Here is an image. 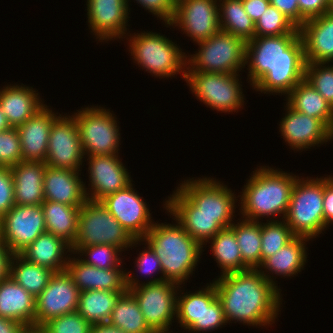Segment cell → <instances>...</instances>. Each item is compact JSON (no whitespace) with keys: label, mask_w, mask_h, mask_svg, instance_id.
<instances>
[{"label":"cell","mask_w":333,"mask_h":333,"mask_svg":"<svg viewBox=\"0 0 333 333\" xmlns=\"http://www.w3.org/2000/svg\"><path fill=\"white\" fill-rule=\"evenodd\" d=\"M210 241L212 255L222 271L220 276L243 271L240 248L230 227L220 230Z\"/></svg>","instance_id":"38"},{"label":"cell","mask_w":333,"mask_h":333,"mask_svg":"<svg viewBox=\"0 0 333 333\" xmlns=\"http://www.w3.org/2000/svg\"><path fill=\"white\" fill-rule=\"evenodd\" d=\"M118 157V154L88 156L90 178L88 185H91V188L88 189L84 183L87 199L101 201L106 196L125 189L132 183L127 168Z\"/></svg>","instance_id":"19"},{"label":"cell","mask_w":333,"mask_h":333,"mask_svg":"<svg viewBox=\"0 0 333 333\" xmlns=\"http://www.w3.org/2000/svg\"><path fill=\"white\" fill-rule=\"evenodd\" d=\"M23 333H44L40 328H26Z\"/></svg>","instance_id":"58"},{"label":"cell","mask_w":333,"mask_h":333,"mask_svg":"<svg viewBox=\"0 0 333 333\" xmlns=\"http://www.w3.org/2000/svg\"><path fill=\"white\" fill-rule=\"evenodd\" d=\"M22 85L10 84L0 89V107L11 127L23 124L45 106L36 90Z\"/></svg>","instance_id":"26"},{"label":"cell","mask_w":333,"mask_h":333,"mask_svg":"<svg viewBox=\"0 0 333 333\" xmlns=\"http://www.w3.org/2000/svg\"><path fill=\"white\" fill-rule=\"evenodd\" d=\"M213 282L227 323L265 327L276 321L282 304L281 289L258 269L227 273Z\"/></svg>","instance_id":"2"},{"label":"cell","mask_w":333,"mask_h":333,"mask_svg":"<svg viewBox=\"0 0 333 333\" xmlns=\"http://www.w3.org/2000/svg\"><path fill=\"white\" fill-rule=\"evenodd\" d=\"M83 158L85 159L75 118L59 114L50 129L45 163L54 168L81 171Z\"/></svg>","instance_id":"16"},{"label":"cell","mask_w":333,"mask_h":333,"mask_svg":"<svg viewBox=\"0 0 333 333\" xmlns=\"http://www.w3.org/2000/svg\"><path fill=\"white\" fill-rule=\"evenodd\" d=\"M73 254H85V258H81L86 264L92 265L96 268L110 269L115 267H122L120 263L121 258L119 252H122L119 248L111 245H94L87 247H71Z\"/></svg>","instance_id":"42"},{"label":"cell","mask_w":333,"mask_h":333,"mask_svg":"<svg viewBox=\"0 0 333 333\" xmlns=\"http://www.w3.org/2000/svg\"><path fill=\"white\" fill-rule=\"evenodd\" d=\"M82 109L72 116L78 125L84 156L119 154L120 127L115 114L98 106Z\"/></svg>","instance_id":"10"},{"label":"cell","mask_w":333,"mask_h":333,"mask_svg":"<svg viewBox=\"0 0 333 333\" xmlns=\"http://www.w3.org/2000/svg\"><path fill=\"white\" fill-rule=\"evenodd\" d=\"M197 44L198 53L187 56L188 71L237 74L246 66V42L233 34L220 30Z\"/></svg>","instance_id":"9"},{"label":"cell","mask_w":333,"mask_h":333,"mask_svg":"<svg viewBox=\"0 0 333 333\" xmlns=\"http://www.w3.org/2000/svg\"><path fill=\"white\" fill-rule=\"evenodd\" d=\"M47 105L16 127L20 136L23 161L45 162L52 123L59 117Z\"/></svg>","instance_id":"23"},{"label":"cell","mask_w":333,"mask_h":333,"mask_svg":"<svg viewBox=\"0 0 333 333\" xmlns=\"http://www.w3.org/2000/svg\"><path fill=\"white\" fill-rule=\"evenodd\" d=\"M239 220L237 224L232 222L230 228L234 231L240 248L243 271L259 269L261 265V221Z\"/></svg>","instance_id":"35"},{"label":"cell","mask_w":333,"mask_h":333,"mask_svg":"<svg viewBox=\"0 0 333 333\" xmlns=\"http://www.w3.org/2000/svg\"><path fill=\"white\" fill-rule=\"evenodd\" d=\"M124 292L86 290L79 294L77 312L91 325L107 323L119 297Z\"/></svg>","instance_id":"33"},{"label":"cell","mask_w":333,"mask_h":333,"mask_svg":"<svg viewBox=\"0 0 333 333\" xmlns=\"http://www.w3.org/2000/svg\"><path fill=\"white\" fill-rule=\"evenodd\" d=\"M127 3L129 0H126ZM141 4L148 12L165 23H170L174 17L176 0H135Z\"/></svg>","instance_id":"49"},{"label":"cell","mask_w":333,"mask_h":333,"mask_svg":"<svg viewBox=\"0 0 333 333\" xmlns=\"http://www.w3.org/2000/svg\"><path fill=\"white\" fill-rule=\"evenodd\" d=\"M263 224V225H262ZM295 235L283 219L261 223V263L289 243Z\"/></svg>","instance_id":"40"},{"label":"cell","mask_w":333,"mask_h":333,"mask_svg":"<svg viewBox=\"0 0 333 333\" xmlns=\"http://www.w3.org/2000/svg\"><path fill=\"white\" fill-rule=\"evenodd\" d=\"M327 2L333 8V0H327Z\"/></svg>","instance_id":"59"},{"label":"cell","mask_w":333,"mask_h":333,"mask_svg":"<svg viewBox=\"0 0 333 333\" xmlns=\"http://www.w3.org/2000/svg\"><path fill=\"white\" fill-rule=\"evenodd\" d=\"M80 291L68 272H55L35 300V328L63 314L76 312Z\"/></svg>","instance_id":"14"},{"label":"cell","mask_w":333,"mask_h":333,"mask_svg":"<svg viewBox=\"0 0 333 333\" xmlns=\"http://www.w3.org/2000/svg\"><path fill=\"white\" fill-rule=\"evenodd\" d=\"M90 333H125L122 329L116 328L109 323L92 325Z\"/></svg>","instance_id":"56"},{"label":"cell","mask_w":333,"mask_h":333,"mask_svg":"<svg viewBox=\"0 0 333 333\" xmlns=\"http://www.w3.org/2000/svg\"><path fill=\"white\" fill-rule=\"evenodd\" d=\"M139 242L141 239H133L101 201L87 199L80 207L78 232L72 247L105 244L124 251Z\"/></svg>","instance_id":"7"},{"label":"cell","mask_w":333,"mask_h":333,"mask_svg":"<svg viewBox=\"0 0 333 333\" xmlns=\"http://www.w3.org/2000/svg\"><path fill=\"white\" fill-rule=\"evenodd\" d=\"M323 209L325 230L333 224V176L324 177Z\"/></svg>","instance_id":"52"},{"label":"cell","mask_w":333,"mask_h":333,"mask_svg":"<svg viewBox=\"0 0 333 333\" xmlns=\"http://www.w3.org/2000/svg\"><path fill=\"white\" fill-rule=\"evenodd\" d=\"M245 62L253 89L287 96L305 79L303 39L300 33L255 36L246 42Z\"/></svg>","instance_id":"1"},{"label":"cell","mask_w":333,"mask_h":333,"mask_svg":"<svg viewBox=\"0 0 333 333\" xmlns=\"http://www.w3.org/2000/svg\"><path fill=\"white\" fill-rule=\"evenodd\" d=\"M126 286L137 300L149 328L154 333H171L169 329L176 317L177 292L182 291L178 289L181 286L171 281L140 283L129 271Z\"/></svg>","instance_id":"8"},{"label":"cell","mask_w":333,"mask_h":333,"mask_svg":"<svg viewBox=\"0 0 333 333\" xmlns=\"http://www.w3.org/2000/svg\"><path fill=\"white\" fill-rule=\"evenodd\" d=\"M270 4L282 12L297 28H300L298 0H270Z\"/></svg>","instance_id":"51"},{"label":"cell","mask_w":333,"mask_h":333,"mask_svg":"<svg viewBox=\"0 0 333 333\" xmlns=\"http://www.w3.org/2000/svg\"><path fill=\"white\" fill-rule=\"evenodd\" d=\"M41 207L44 213L46 232L62 238L72 247L78 232V217L81 206H69L44 200Z\"/></svg>","instance_id":"32"},{"label":"cell","mask_w":333,"mask_h":333,"mask_svg":"<svg viewBox=\"0 0 333 333\" xmlns=\"http://www.w3.org/2000/svg\"><path fill=\"white\" fill-rule=\"evenodd\" d=\"M220 30L233 34L245 42L255 37V22L244 9L242 0H218ZM222 2V3H221Z\"/></svg>","instance_id":"36"},{"label":"cell","mask_w":333,"mask_h":333,"mask_svg":"<svg viewBox=\"0 0 333 333\" xmlns=\"http://www.w3.org/2000/svg\"><path fill=\"white\" fill-rule=\"evenodd\" d=\"M299 30L306 63H333V10L306 20Z\"/></svg>","instance_id":"24"},{"label":"cell","mask_w":333,"mask_h":333,"mask_svg":"<svg viewBox=\"0 0 333 333\" xmlns=\"http://www.w3.org/2000/svg\"><path fill=\"white\" fill-rule=\"evenodd\" d=\"M26 327L15 320L0 317V333H23Z\"/></svg>","instance_id":"54"},{"label":"cell","mask_w":333,"mask_h":333,"mask_svg":"<svg viewBox=\"0 0 333 333\" xmlns=\"http://www.w3.org/2000/svg\"><path fill=\"white\" fill-rule=\"evenodd\" d=\"M310 238L295 236L289 243L283 246L271 257L266 258L259 267V272L277 288L275 281H273V276L268 275L276 274V276H288L291 277L301 272L303 270L305 262L307 260V252L305 243L308 242ZM265 270L263 271L262 269ZM267 269L269 271H267ZM262 270V271H261ZM264 272H268L267 274ZM272 277V278H271Z\"/></svg>","instance_id":"29"},{"label":"cell","mask_w":333,"mask_h":333,"mask_svg":"<svg viewBox=\"0 0 333 333\" xmlns=\"http://www.w3.org/2000/svg\"><path fill=\"white\" fill-rule=\"evenodd\" d=\"M177 295L176 319L185 331L198 333L202 331L203 289L196 292ZM185 294V295H183Z\"/></svg>","instance_id":"39"},{"label":"cell","mask_w":333,"mask_h":333,"mask_svg":"<svg viewBox=\"0 0 333 333\" xmlns=\"http://www.w3.org/2000/svg\"><path fill=\"white\" fill-rule=\"evenodd\" d=\"M125 333H154L147 325L139 304L127 290L118 299L108 322Z\"/></svg>","instance_id":"37"},{"label":"cell","mask_w":333,"mask_h":333,"mask_svg":"<svg viewBox=\"0 0 333 333\" xmlns=\"http://www.w3.org/2000/svg\"><path fill=\"white\" fill-rule=\"evenodd\" d=\"M221 302L217 298V291L214 282L207 284L203 288V314H202V333L211 332L214 329L226 325Z\"/></svg>","instance_id":"43"},{"label":"cell","mask_w":333,"mask_h":333,"mask_svg":"<svg viewBox=\"0 0 333 333\" xmlns=\"http://www.w3.org/2000/svg\"><path fill=\"white\" fill-rule=\"evenodd\" d=\"M286 98L292 109L322 120L332 130L333 107L306 79L299 82Z\"/></svg>","instance_id":"31"},{"label":"cell","mask_w":333,"mask_h":333,"mask_svg":"<svg viewBox=\"0 0 333 333\" xmlns=\"http://www.w3.org/2000/svg\"><path fill=\"white\" fill-rule=\"evenodd\" d=\"M12 254L5 248L0 238V281L9 275V262Z\"/></svg>","instance_id":"55"},{"label":"cell","mask_w":333,"mask_h":333,"mask_svg":"<svg viewBox=\"0 0 333 333\" xmlns=\"http://www.w3.org/2000/svg\"><path fill=\"white\" fill-rule=\"evenodd\" d=\"M45 162L22 161L11 167L17 205H41L44 202Z\"/></svg>","instance_id":"28"},{"label":"cell","mask_w":333,"mask_h":333,"mask_svg":"<svg viewBox=\"0 0 333 333\" xmlns=\"http://www.w3.org/2000/svg\"><path fill=\"white\" fill-rule=\"evenodd\" d=\"M68 252L72 254L71 246L67 242L54 234L45 232L19 254L32 263L47 267L54 272H61L66 270L69 257L65 255Z\"/></svg>","instance_id":"30"},{"label":"cell","mask_w":333,"mask_h":333,"mask_svg":"<svg viewBox=\"0 0 333 333\" xmlns=\"http://www.w3.org/2000/svg\"><path fill=\"white\" fill-rule=\"evenodd\" d=\"M45 232L41 205L15 204L0 220V238L11 254H19Z\"/></svg>","instance_id":"12"},{"label":"cell","mask_w":333,"mask_h":333,"mask_svg":"<svg viewBox=\"0 0 333 333\" xmlns=\"http://www.w3.org/2000/svg\"><path fill=\"white\" fill-rule=\"evenodd\" d=\"M54 273L47 267L26 260L20 254H12L10 258L9 275L35 298L47 286Z\"/></svg>","instance_id":"34"},{"label":"cell","mask_w":333,"mask_h":333,"mask_svg":"<svg viewBox=\"0 0 333 333\" xmlns=\"http://www.w3.org/2000/svg\"><path fill=\"white\" fill-rule=\"evenodd\" d=\"M80 256V257H79ZM68 259L66 271L71 276L73 282L78 287L79 291L86 290H107L126 292V270L122 268L102 269L86 264L80 258Z\"/></svg>","instance_id":"22"},{"label":"cell","mask_w":333,"mask_h":333,"mask_svg":"<svg viewBox=\"0 0 333 333\" xmlns=\"http://www.w3.org/2000/svg\"><path fill=\"white\" fill-rule=\"evenodd\" d=\"M218 0H176L168 26H179L196 44L220 31Z\"/></svg>","instance_id":"15"},{"label":"cell","mask_w":333,"mask_h":333,"mask_svg":"<svg viewBox=\"0 0 333 333\" xmlns=\"http://www.w3.org/2000/svg\"><path fill=\"white\" fill-rule=\"evenodd\" d=\"M132 183L101 200L133 239H143L153 226L147 203L143 201Z\"/></svg>","instance_id":"17"},{"label":"cell","mask_w":333,"mask_h":333,"mask_svg":"<svg viewBox=\"0 0 333 333\" xmlns=\"http://www.w3.org/2000/svg\"><path fill=\"white\" fill-rule=\"evenodd\" d=\"M286 115L280 121V132L292 150L310 149L332 139V130L320 119L292 109L286 103Z\"/></svg>","instance_id":"21"},{"label":"cell","mask_w":333,"mask_h":333,"mask_svg":"<svg viewBox=\"0 0 333 333\" xmlns=\"http://www.w3.org/2000/svg\"><path fill=\"white\" fill-rule=\"evenodd\" d=\"M92 325L77 311L49 320L40 329L44 333H90Z\"/></svg>","instance_id":"45"},{"label":"cell","mask_w":333,"mask_h":333,"mask_svg":"<svg viewBox=\"0 0 333 333\" xmlns=\"http://www.w3.org/2000/svg\"><path fill=\"white\" fill-rule=\"evenodd\" d=\"M173 192L163 207L202 246L232 224L234 215L195 214V205L178 188Z\"/></svg>","instance_id":"13"},{"label":"cell","mask_w":333,"mask_h":333,"mask_svg":"<svg viewBox=\"0 0 333 333\" xmlns=\"http://www.w3.org/2000/svg\"><path fill=\"white\" fill-rule=\"evenodd\" d=\"M240 198L242 218L259 222L263 217H283L287 213L291 192L297 176L271 167L261 166L252 171ZM294 175V176H293ZM276 215V216H275ZM262 217V218H260Z\"/></svg>","instance_id":"3"},{"label":"cell","mask_w":333,"mask_h":333,"mask_svg":"<svg viewBox=\"0 0 333 333\" xmlns=\"http://www.w3.org/2000/svg\"><path fill=\"white\" fill-rule=\"evenodd\" d=\"M141 242L148 244L161 262L163 280L182 285L193 273L203 246L176 224L154 223Z\"/></svg>","instance_id":"4"},{"label":"cell","mask_w":333,"mask_h":333,"mask_svg":"<svg viewBox=\"0 0 333 333\" xmlns=\"http://www.w3.org/2000/svg\"><path fill=\"white\" fill-rule=\"evenodd\" d=\"M249 17L256 22L270 4V0H242Z\"/></svg>","instance_id":"53"},{"label":"cell","mask_w":333,"mask_h":333,"mask_svg":"<svg viewBox=\"0 0 333 333\" xmlns=\"http://www.w3.org/2000/svg\"><path fill=\"white\" fill-rule=\"evenodd\" d=\"M22 161L20 136L16 127L0 132V167L11 168Z\"/></svg>","instance_id":"46"},{"label":"cell","mask_w":333,"mask_h":333,"mask_svg":"<svg viewBox=\"0 0 333 333\" xmlns=\"http://www.w3.org/2000/svg\"><path fill=\"white\" fill-rule=\"evenodd\" d=\"M131 36L127 38L130 40L129 51L139 67L161 79L180 73L183 80L186 78L187 55L172 40L152 31Z\"/></svg>","instance_id":"5"},{"label":"cell","mask_w":333,"mask_h":333,"mask_svg":"<svg viewBox=\"0 0 333 333\" xmlns=\"http://www.w3.org/2000/svg\"><path fill=\"white\" fill-rule=\"evenodd\" d=\"M298 5L300 10V27L306 20L333 10L327 0H298Z\"/></svg>","instance_id":"50"},{"label":"cell","mask_w":333,"mask_h":333,"mask_svg":"<svg viewBox=\"0 0 333 333\" xmlns=\"http://www.w3.org/2000/svg\"><path fill=\"white\" fill-rule=\"evenodd\" d=\"M324 177L297 178L284 217L295 236L315 238L325 229Z\"/></svg>","instance_id":"6"},{"label":"cell","mask_w":333,"mask_h":333,"mask_svg":"<svg viewBox=\"0 0 333 333\" xmlns=\"http://www.w3.org/2000/svg\"><path fill=\"white\" fill-rule=\"evenodd\" d=\"M10 128H11V126L8 123L7 118L4 115L3 110L0 107V132L6 131Z\"/></svg>","instance_id":"57"},{"label":"cell","mask_w":333,"mask_h":333,"mask_svg":"<svg viewBox=\"0 0 333 333\" xmlns=\"http://www.w3.org/2000/svg\"><path fill=\"white\" fill-rule=\"evenodd\" d=\"M15 205L11 169L0 167V218Z\"/></svg>","instance_id":"48"},{"label":"cell","mask_w":333,"mask_h":333,"mask_svg":"<svg viewBox=\"0 0 333 333\" xmlns=\"http://www.w3.org/2000/svg\"><path fill=\"white\" fill-rule=\"evenodd\" d=\"M79 171L46 166L43 179L44 200L69 206H82L87 200ZM82 180V181H81Z\"/></svg>","instance_id":"25"},{"label":"cell","mask_w":333,"mask_h":333,"mask_svg":"<svg viewBox=\"0 0 333 333\" xmlns=\"http://www.w3.org/2000/svg\"><path fill=\"white\" fill-rule=\"evenodd\" d=\"M35 300L10 275L0 281V317L18 321L26 328H35Z\"/></svg>","instance_id":"27"},{"label":"cell","mask_w":333,"mask_h":333,"mask_svg":"<svg viewBox=\"0 0 333 333\" xmlns=\"http://www.w3.org/2000/svg\"><path fill=\"white\" fill-rule=\"evenodd\" d=\"M86 4L89 29L96 39L109 41L127 34L130 10L126 0H87Z\"/></svg>","instance_id":"20"},{"label":"cell","mask_w":333,"mask_h":333,"mask_svg":"<svg viewBox=\"0 0 333 333\" xmlns=\"http://www.w3.org/2000/svg\"><path fill=\"white\" fill-rule=\"evenodd\" d=\"M193 179V180H192ZM187 179L177 187L194 205L195 214L233 215L236 196L227 185L216 179Z\"/></svg>","instance_id":"18"},{"label":"cell","mask_w":333,"mask_h":333,"mask_svg":"<svg viewBox=\"0 0 333 333\" xmlns=\"http://www.w3.org/2000/svg\"><path fill=\"white\" fill-rule=\"evenodd\" d=\"M239 74L186 71L185 81L201 102L221 112H236L242 108L244 94Z\"/></svg>","instance_id":"11"},{"label":"cell","mask_w":333,"mask_h":333,"mask_svg":"<svg viewBox=\"0 0 333 333\" xmlns=\"http://www.w3.org/2000/svg\"><path fill=\"white\" fill-rule=\"evenodd\" d=\"M305 79L333 107V65L306 63Z\"/></svg>","instance_id":"44"},{"label":"cell","mask_w":333,"mask_h":333,"mask_svg":"<svg viewBox=\"0 0 333 333\" xmlns=\"http://www.w3.org/2000/svg\"><path fill=\"white\" fill-rule=\"evenodd\" d=\"M144 249L141 253L139 252L138 257L136 258V266H137V271L140 272V274H144V276L149 275L150 277L152 274H154L156 271L162 276L159 278H152L150 281L147 283H159L163 282V271L161 267V262L157 255L154 253V251L151 249V247L147 244V247H144Z\"/></svg>","instance_id":"47"},{"label":"cell","mask_w":333,"mask_h":333,"mask_svg":"<svg viewBox=\"0 0 333 333\" xmlns=\"http://www.w3.org/2000/svg\"><path fill=\"white\" fill-rule=\"evenodd\" d=\"M289 33H300V30L271 4L255 22V36H278Z\"/></svg>","instance_id":"41"}]
</instances>
